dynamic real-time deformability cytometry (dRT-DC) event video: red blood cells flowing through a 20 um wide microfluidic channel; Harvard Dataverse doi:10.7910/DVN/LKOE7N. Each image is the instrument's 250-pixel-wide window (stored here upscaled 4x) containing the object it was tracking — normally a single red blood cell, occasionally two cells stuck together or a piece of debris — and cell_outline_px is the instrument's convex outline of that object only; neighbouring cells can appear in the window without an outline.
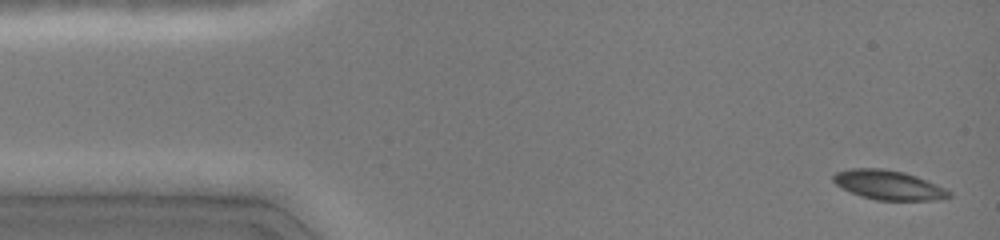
{"species": "common noctule bat (a hibernating species)", "species_latin": "Nyctalus noctula", "temperature_condition": "cold", "stored_images_in_passage": 18, "camera_frame_rate_fps": 3000, "um_per_image_px": 0.085, "animal": {"sex": "female", "body_mass_g": 19.0, "forearm_length_mm": 51.5}, "frame": {"image": 1, "passage_image": 1, "time_ms": 0.0, "image_size_px": [1000, 240], "cell_outline_px": [[952, 196], [940, 200], [876, 200], [852, 192], [836, 184], [832, 180], [832, 176], [836, 172], [848, 168], [880, 168], [904, 172], [916, 176], [936, 184], [952, 192]], "centroid_in_image_um": [75.54, 15.72], "position_along_channel_um": 9.5, "area_um2": 19.71}}
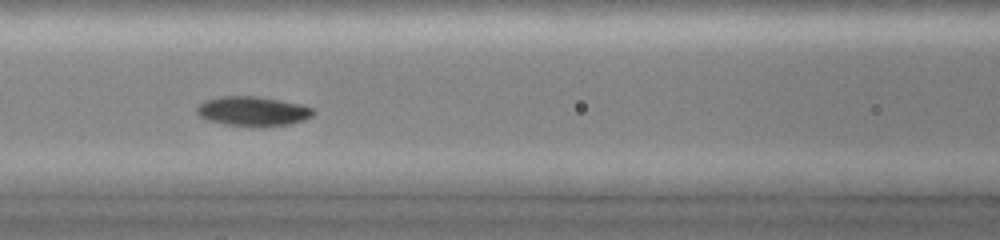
{"frame": {"image": 2, "passage_image": 9, "time_ms": 6.0, "image_size_px": [1000, 240], "cell_outline_px": [[316, 112], [312, 116], [304, 120], [288, 124], [252, 128], [224, 124], [208, 120], [200, 116], [196, 112], [196, 108], [204, 100], [220, 96], [256, 96], [280, 100], [300, 104], [312, 108]], "centroid_in_image_um": [21.48, 9.46], "position_along_channel_um": 145.1, "area_um2": 20.29}}
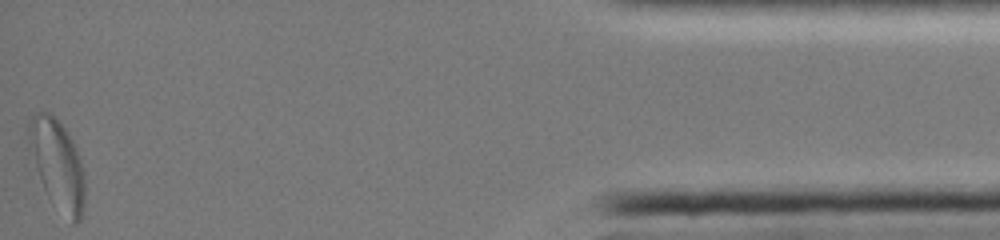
{"frame": {"image": 3, "passage_image": 18, "time_ms": 15.0, "image_size_px": [1000, 240], "cell_outline_px": [[84, 208], [80, 220], [76, 224], [72, 224], [48, 196], [40, 180], [28, 140], [28, 120], [36, 112], [52, 112], [64, 128], [72, 140], [80, 160], [84, 172]], "centroid_in_image_um": [4.89, 13.97], "position_along_channel_um": 430.3, "area_um2": 28.96}, "authors_computed_cell_mechanics": {"area_um2": 19.7387, "velocity_mm_per_s": 4.0373, "shape_relaxation_time_tau1_ms": 1.2521, "shape_relaxation_time_tau2_ms": null, "deformation_change_tau1": 0.059, "deformation_change_tau2": null}}